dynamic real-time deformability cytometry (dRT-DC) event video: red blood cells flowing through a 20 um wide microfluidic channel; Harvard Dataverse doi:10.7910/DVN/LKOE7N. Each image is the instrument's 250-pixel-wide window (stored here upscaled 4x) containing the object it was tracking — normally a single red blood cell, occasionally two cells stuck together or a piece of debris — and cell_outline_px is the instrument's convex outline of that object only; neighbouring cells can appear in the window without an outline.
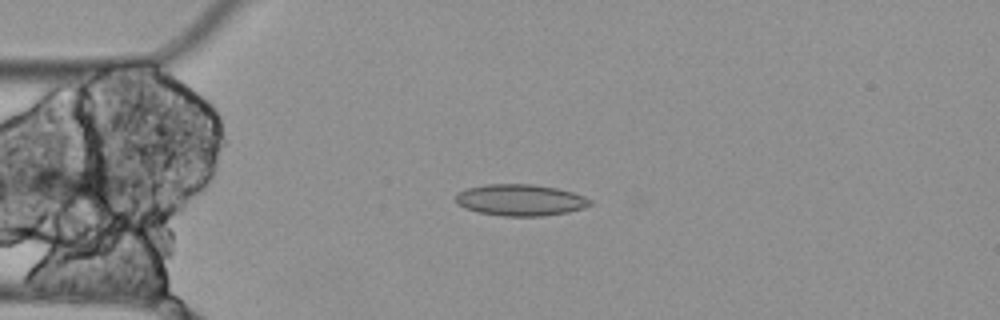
{"species": "Egyptian fruit bat (a non-hibernating species)", "species_latin": "Rousettus aegyptiacus", "temperature_condition": "cold", "stored_images_in_passage": 4, "camera_frame_rate_fps": 3000, "um_per_image_px": 0.085, "animal": {"sex": "female"}, "frame": {"image": 1, "passage_image": 3, "time_ms": 0.667, "image_size_px": [1000, 320], "cell_outline_px": [[592, 204], [584, 208], [568, 212], [540, 216], [500, 216], [476, 212], [464, 208], [456, 204], [456, 192], [468, 188], [488, 184], [532, 184], [556, 188], [572, 192], [584, 196], [592, 200]], "centroid_in_image_um": [44.21, 17.01], "position_along_channel_um": 40.8, "area_um2": 24.8}}